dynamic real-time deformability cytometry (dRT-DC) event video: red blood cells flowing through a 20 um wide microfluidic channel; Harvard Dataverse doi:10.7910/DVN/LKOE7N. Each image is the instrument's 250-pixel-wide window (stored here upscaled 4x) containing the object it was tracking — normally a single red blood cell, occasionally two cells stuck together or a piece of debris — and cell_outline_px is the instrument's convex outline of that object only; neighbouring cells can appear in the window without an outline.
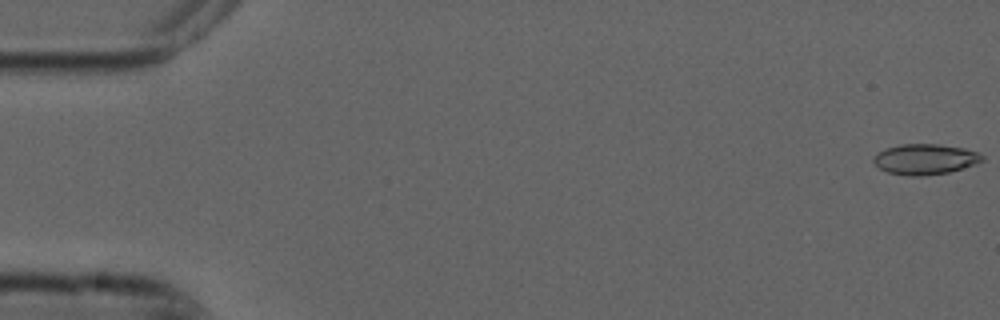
{"species": "common noctule bat (a hibernating species)", "species_latin": "Nyctalus noctula", "temperature_condition": "cold", "stored_images_in_passage": 18, "camera_frame_rate_fps": 3000, "um_per_image_px": 0.085, "animal": {"sex": "male", "forearm_length_mm": 52.5}, "frame": {"image": 1, "passage_image": 1, "time_ms": 0.0, "image_size_px": [1000, 320], "cell_outline_px": [[984, 160], [976, 164], [964, 168], [948, 172], [924, 176], [908, 176], [888, 172], [880, 168], [872, 160], [872, 156], [884, 148], [900, 144], [940, 144], [964, 148], [980, 152], [984, 156]], "centroid_in_image_um": [78.65, 13.52], "position_along_channel_um": 6.4, "area_um2": 19.59}}
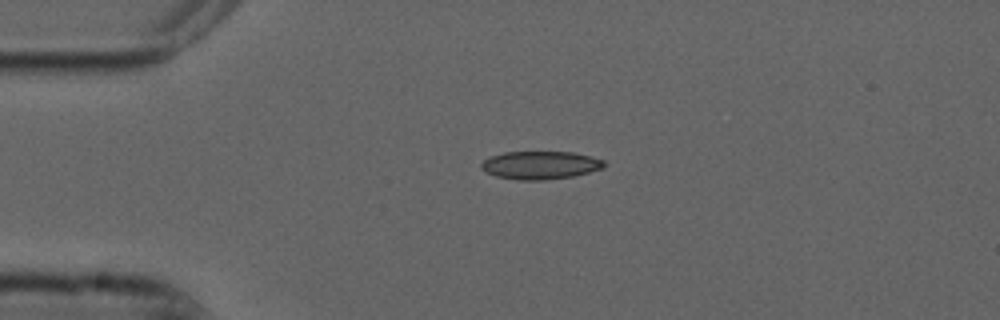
{"frame": {"image": 2, "passage_image": 13, "time_ms": 4.0, "image_size_px": [1000, 320], "cell_outline_px": [[604, 168], [572, 176], [544, 180], [520, 180], [496, 176], [480, 168], [480, 164], [484, 160], [492, 156], [504, 152], [572, 152], [604, 160]], "centroid_in_image_um": [45.91, 14.04], "position_along_channel_um": 39.1, "area_um2": 19.83}}